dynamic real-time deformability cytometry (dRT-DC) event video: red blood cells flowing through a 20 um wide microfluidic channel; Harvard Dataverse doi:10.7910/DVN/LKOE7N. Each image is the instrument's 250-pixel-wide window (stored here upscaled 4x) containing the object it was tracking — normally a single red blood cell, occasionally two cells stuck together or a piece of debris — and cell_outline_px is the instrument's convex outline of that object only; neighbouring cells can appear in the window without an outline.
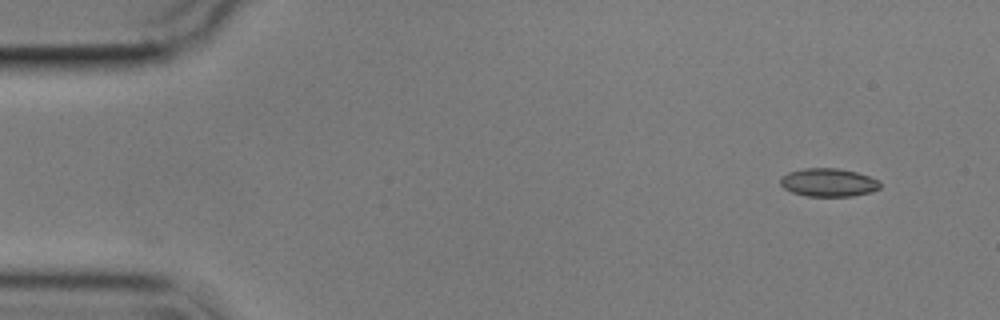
{"species": "common noctule bat (a hibernating species)", "species_latin": "Nyctalus noctula", "temperature_condition": "cold", "stored_images_in_passage": 52, "camera_frame_rate_fps": 3000, "um_per_image_px": 0.085, "animal": {"sex": "male", "body_mass_g": 17.9}, "frame": {"image": 1, "passage_image": 1, "time_ms": 0.0, "image_size_px": [1000, 320], "cell_outline_px": [[880, 188], [872, 192], [852, 196], [808, 196], [792, 192], [784, 188], [780, 184], [780, 176], [788, 172], [804, 168], [836, 168], [856, 172], [880, 180]], "centroid_in_image_um": [70.41, 15.51], "position_along_channel_um": 14.6, "area_um2": 16.47}}
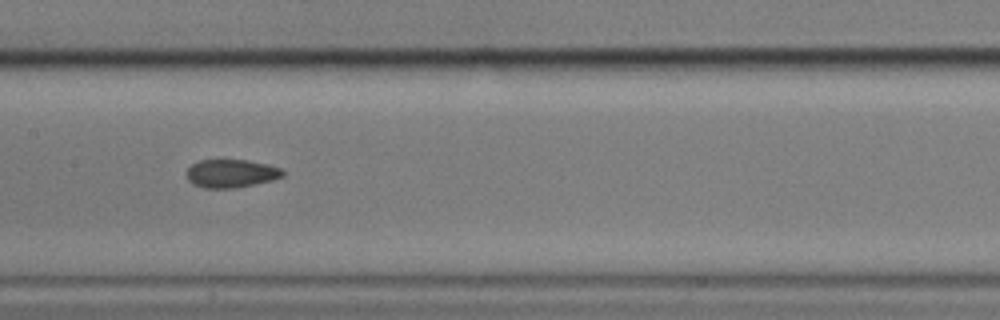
{"frame": {"image": 2, "passage_image": 24, "time_ms": 7.667, "image_size_px": [1000, 320], "cell_outline_px": [[288, 172], [284, 176], [272, 180], [256, 184], [236, 188], [204, 188], [188, 180], [188, 168], [192, 164], [200, 160], [248, 160], [268, 164], [280, 168]], "centroid_in_image_um": [19.72, 14.74], "position_along_channel_um": 187.7, "area_um2": 15.84}}
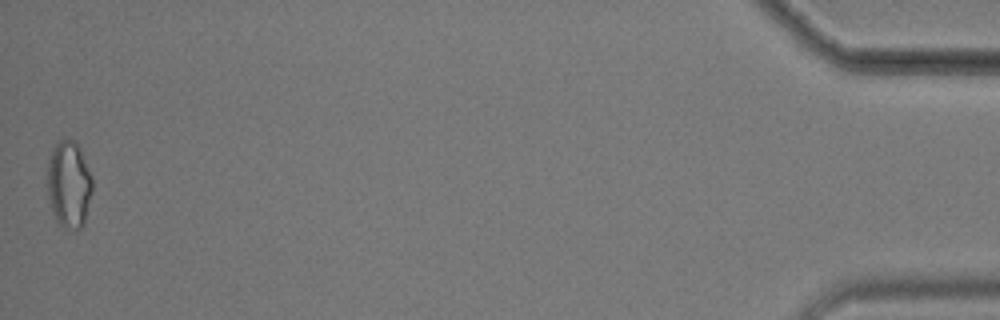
{"frame": {"image": 3, "passage_image": 52, "time_ms": 17.0, "image_size_px": [1000, 320], "cell_outline_px": [[92, 192], [84, 224], [76, 232], [64, 228], [56, 220], [52, 212], [48, 196], [48, 160], [52, 148], [56, 140], [76, 140], [80, 148], [92, 176]], "centroid_in_image_um": [5.86, 15.68], "position_along_channel_um": 429.3, "area_um2": 23.18}, "authors_computed_cell_mechanics": {"area_um2": 16.2996, "velocity_mm_per_s": 3.5784, "shape_relaxation_time_tau1_ms": null, "shape_relaxation_time_tau2_ms": 3.019, "deformation_change_tau1": null, "deformation_change_tau2": 0.0798}}